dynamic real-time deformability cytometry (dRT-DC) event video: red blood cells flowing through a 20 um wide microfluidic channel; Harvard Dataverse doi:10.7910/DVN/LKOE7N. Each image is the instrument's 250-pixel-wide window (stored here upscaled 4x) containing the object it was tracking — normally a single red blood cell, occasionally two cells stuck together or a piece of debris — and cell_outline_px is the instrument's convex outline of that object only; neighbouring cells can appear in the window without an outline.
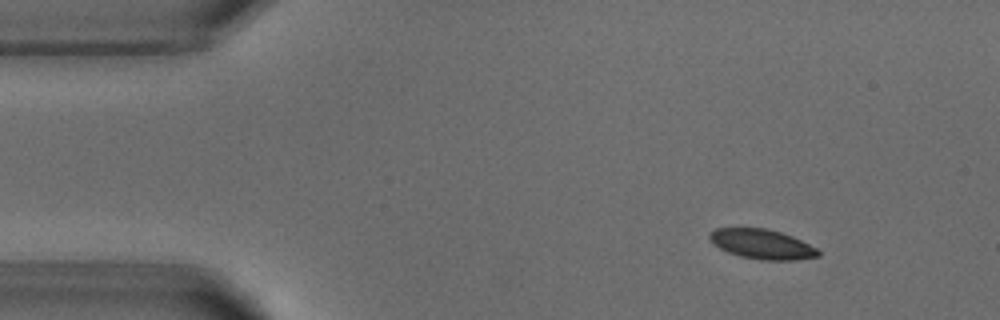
{"species": "common noctule bat (a hibernating species)", "species_latin": "Nyctalus noctula", "temperature_condition": "warm", "stored_images_in_passage": 5, "camera_frame_rate_fps": 3000, "um_per_image_px": 0.085, "animal": {"sex": "male", "body_mass_g": 18.8}, "frame": {"image": 1, "passage_image": 2, "time_ms": 1.333, "image_size_px": [1000, 320], "cell_outline_px": [[820, 256], [796, 260], [760, 260], [740, 256], [728, 252], [712, 244], [708, 236], [708, 232], [716, 228], [764, 228], [780, 232], [792, 236], [816, 248], [820, 252]], "centroid_in_image_um": [64.73, 20.75], "position_along_channel_um": 20.3, "area_um2": 18.84}}
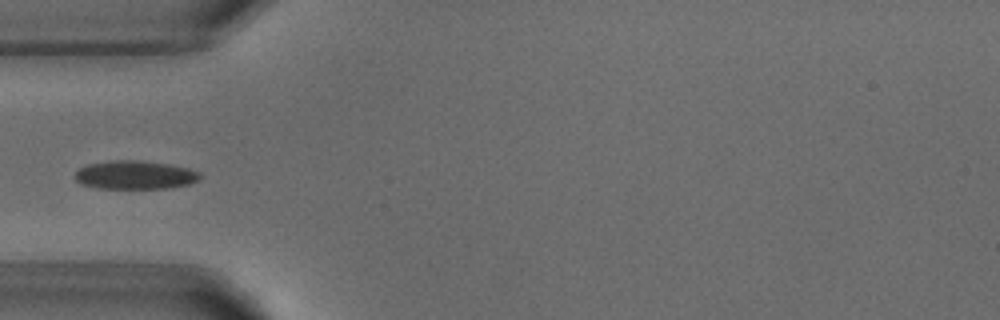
{"frame": {"image": 2, "passage_image": 4, "time_ms": 4.667, "image_size_px": [1000, 320], "cell_outline_px": [[200, 180], [188, 184], [172, 188], [96, 188], [80, 184], [76, 180], [76, 172], [80, 168], [88, 164], [112, 160], [140, 160], [168, 164], [188, 168], [200, 172]], "centroid_in_image_um": [11.49, 14.87], "position_along_channel_um": 73.5, "area_um2": 20.81}}